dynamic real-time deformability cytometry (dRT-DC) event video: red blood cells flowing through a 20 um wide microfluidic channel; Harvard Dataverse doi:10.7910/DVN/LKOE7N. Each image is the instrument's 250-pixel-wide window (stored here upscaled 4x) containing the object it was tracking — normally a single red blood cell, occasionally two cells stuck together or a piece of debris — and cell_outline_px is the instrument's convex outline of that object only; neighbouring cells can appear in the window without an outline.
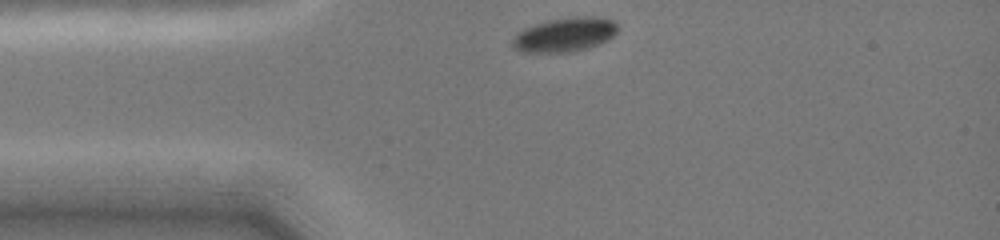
{"species": "common noctule bat (a hibernating species)", "species_latin": "Nyctalus noctula", "temperature_condition": "cold", "stored_images_in_passage": 3, "camera_frame_rate_fps": 3000, "um_per_image_px": 0.085, "animal": {"sex": "female", "body_mass_g": 19.0, "forearm_length_mm": 51.5}, "frame": {"image": 1, "passage_image": 1, "time_ms": 0.0, "image_size_px": [1000, 240], "cell_outline_px": [[616, 32], [608, 40], [584, 48], [568, 52], [524, 52], [516, 48], [512, 44], [512, 40], [516, 32], [524, 28], [548, 20], [576, 16], [600, 16], [616, 20]], "centroid_in_image_um": [48.01, 2.92], "position_along_channel_um": 37.0, "area_um2": 20.81}}